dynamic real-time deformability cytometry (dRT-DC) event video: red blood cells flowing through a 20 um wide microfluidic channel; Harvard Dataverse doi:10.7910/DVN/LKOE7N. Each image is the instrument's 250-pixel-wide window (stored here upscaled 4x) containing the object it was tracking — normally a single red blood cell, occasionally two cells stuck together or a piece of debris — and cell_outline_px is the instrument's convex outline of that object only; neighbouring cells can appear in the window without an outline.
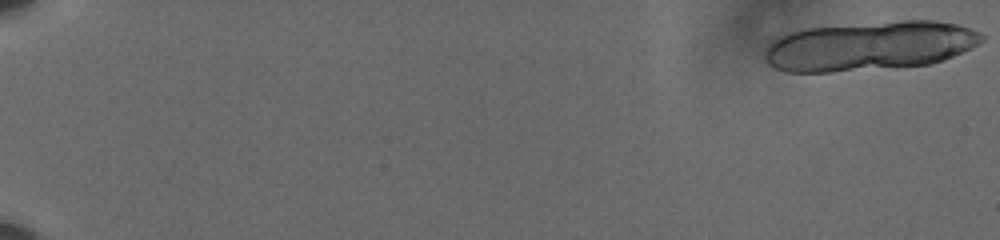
{"species": "human", "species_latin": "Homo sapiens", "temperature_condition": "cold", "stored_images_in_passage": 27, "camera_frame_rate_fps": 3000, "um_per_image_px": 0.085, "donor": {"sex": "male"}, "frame": {"image": 1, "passage_image": 1, "time_ms": 0.0, "image_size_px": [1000, 240], "cell_outline_px": [[984, 40], [972, 48], [944, 60], [932, 64], [896, 68], [832, 72], [788, 72], [776, 68], [768, 64], [764, 56], [764, 52], [768, 44], [776, 36], [788, 32], [804, 28], [904, 20], [936, 20], [956, 24], [980, 32], [984, 36]], "centroid_in_image_um": [73.91, 3.91], "position_along_channel_um": 11.1, "area_um2": 63.06}}
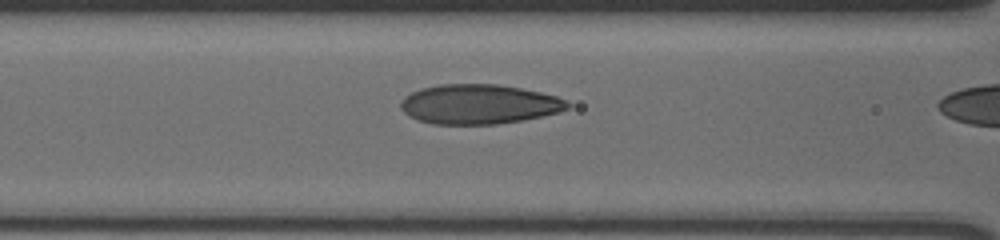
{"frame": {"image": 2, "passage_image": 26, "time_ms": 8.333, "image_size_px": [1000, 240], "cell_outline_px": [[572, 104], [568, 108], [556, 112], [540, 116], [520, 120], [496, 124], [432, 124], [408, 116], [400, 108], [400, 100], [404, 96], [420, 88], [440, 84], [500, 84], [540, 92], [556, 96], [568, 100]], "centroid_in_image_um": [40.68, 8.85], "position_along_channel_um": 125.9, "area_um2": 38.55}}